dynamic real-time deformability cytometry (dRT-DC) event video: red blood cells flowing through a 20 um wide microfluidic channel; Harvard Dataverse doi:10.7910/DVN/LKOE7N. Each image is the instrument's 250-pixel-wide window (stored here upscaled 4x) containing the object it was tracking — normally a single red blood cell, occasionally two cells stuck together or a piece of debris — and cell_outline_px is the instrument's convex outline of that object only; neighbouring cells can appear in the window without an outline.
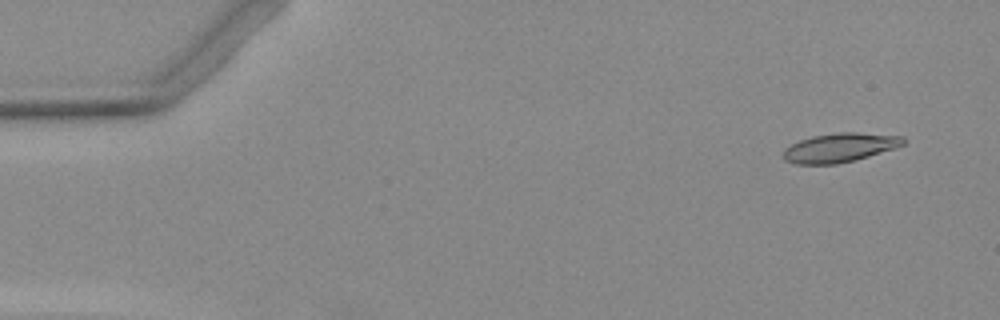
{"species": "Egyptian fruit bat (a non-hibernating species)", "species_latin": "Rousettus aegyptiacus", "temperature_condition": "warm", "stored_images_in_passage": 4, "camera_frame_rate_fps": 3000, "um_per_image_px": 0.085, "animal": {"sex": "female"}, "frame": {"image": 1, "passage_image": 1, "time_ms": 0.0, "image_size_px": [1000, 320], "cell_outline_px": [[904, 144], [896, 148], [868, 156], [836, 164], [796, 164], [784, 160], [784, 148], [800, 140], [812, 136], [836, 132], [856, 132], [904, 136]], "centroid_in_image_um": [71.38, 12.54], "position_along_channel_um": 13.6, "area_um2": 20.23}}
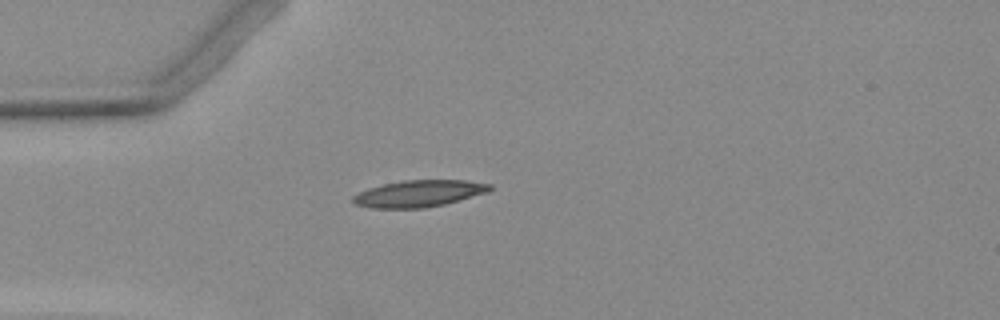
{"frame": {"image": 2, "passage_image": 4, "time_ms": 3.667, "image_size_px": [1000, 320], "cell_outline_px": [[492, 188], [488, 192], [444, 204], [424, 208], [368, 208], [356, 204], [352, 200], [352, 196], [368, 188], [384, 184], [404, 180], [464, 180], [492, 184]], "centroid_in_image_um": [35.6, 16.45], "position_along_channel_um": 49.4, "area_um2": 21.21}}